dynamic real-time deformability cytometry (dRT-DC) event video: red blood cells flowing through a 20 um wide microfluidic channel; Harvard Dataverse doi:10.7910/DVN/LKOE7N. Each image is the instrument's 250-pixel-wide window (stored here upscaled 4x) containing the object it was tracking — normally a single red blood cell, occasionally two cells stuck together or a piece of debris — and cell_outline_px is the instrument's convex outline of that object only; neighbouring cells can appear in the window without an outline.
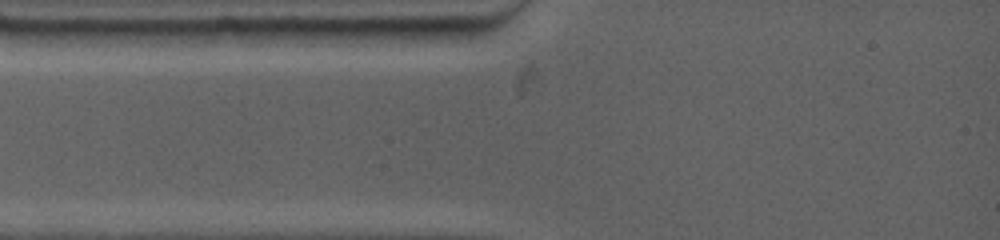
{"species": "common noctule bat (a hibernating species)", "species_latin": "Nyctalus noctula", "temperature_condition": "warm", "stored_images_in_passage": 1, "camera_frame_rate_fps": 4500, "um_per_image_px": 0.085, "animal": {"sex": "female", "body_mass_g": 19.0, "forearm_length_mm": 53.3}, "frame": {"image": 1, "passage_image": 1, "time_ms": 0.0, "image_size_px": [1000, 240], "cell_outline_px": [[472, 28], [468, 44], [416, 48], [364, 44], [364, 28]], "centroid_in_image_um": [35.44, 3.14], "position_along_channel_um": 49.6, "area_um2": 13.76}}